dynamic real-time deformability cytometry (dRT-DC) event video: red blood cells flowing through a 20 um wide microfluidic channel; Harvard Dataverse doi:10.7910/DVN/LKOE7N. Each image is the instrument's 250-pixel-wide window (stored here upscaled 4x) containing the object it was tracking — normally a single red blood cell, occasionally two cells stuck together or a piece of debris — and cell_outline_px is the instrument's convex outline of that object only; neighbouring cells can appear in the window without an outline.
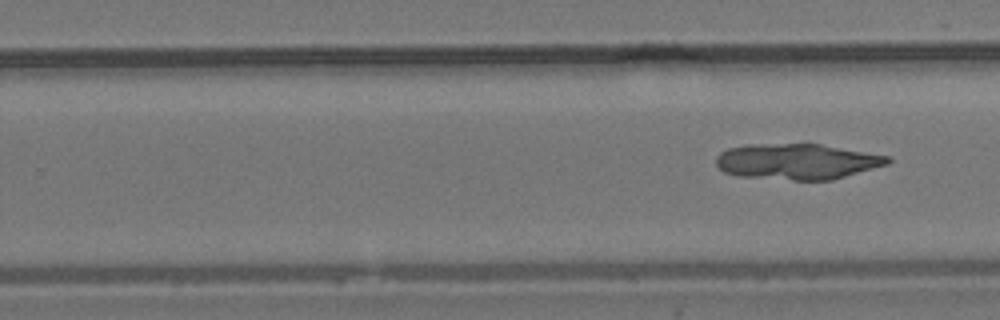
{"species": "common noctule bat (a hibernating species)", "species_latin": "Nyctalus noctula", "temperature_condition": "room temperature", "stored_images_in_passage": 10, "segment_of_instrument_passage": [2, 2], "camera_frame_rate_fps": 3000, "um_per_image_px": 0.085, "animal": {"sex": "male", "body_mass_g": 19.2, "forearm_length_mm": 51.8}, "frame": {"image": 1, "passage_image": 10, "time_ms": 3.0, "image_size_px": [1000, 320], "cell_outline_px": [[892, 160], [888, 164], [832, 180], [792, 180], [736, 176], [724, 172], [716, 164], [716, 156], [720, 152], [728, 148], [748, 144], [820, 144], [892, 156]], "centroid_in_image_um": [67.76, 13.73], "position_along_channel_um": 262.0, "area_um2": 35.95}}